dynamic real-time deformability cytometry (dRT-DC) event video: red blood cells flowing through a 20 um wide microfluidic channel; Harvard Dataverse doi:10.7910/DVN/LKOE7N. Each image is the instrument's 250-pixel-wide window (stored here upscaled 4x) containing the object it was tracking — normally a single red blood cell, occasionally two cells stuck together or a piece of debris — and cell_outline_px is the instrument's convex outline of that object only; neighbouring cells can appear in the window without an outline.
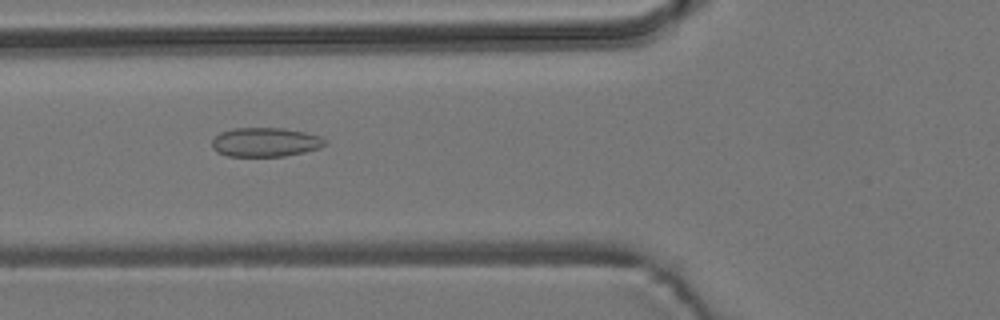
{"species": "common noctule bat (a hibernating species)", "species_latin": "Nyctalus noctula", "temperature_condition": "room temperature", "stored_images_in_passage": 4, "camera_frame_rate_fps": 3000, "um_per_image_px": 0.085, "animal": {"sex": "male", "body_mass_g": 19.2, "forearm_length_mm": 51.8}, "frame": {"image": 1, "passage_image": 2, "time_ms": 1.0, "image_size_px": [1000, 320], "cell_outline_px": [[328, 144], [320, 148], [304, 152], [284, 156], [228, 156], [216, 152], [212, 148], [212, 140], [220, 132], [232, 128], [284, 128], [304, 132], [320, 136], [328, 140]], "centroid_in_image_um": [22.57, 12.08], "position_along_channel_um": 103.2, "area_um2": 19.36}}
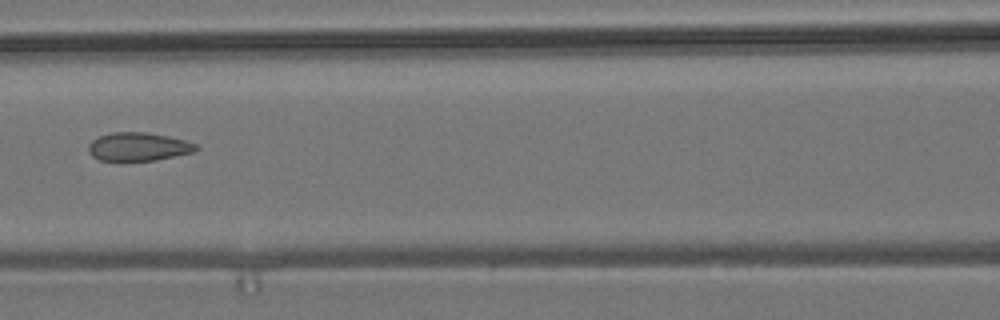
{"frame": {"image": 2, "passage_image": 3, "time_ms": 2.333, "image_size_px": [1000, 320], "cell_outline_px": [[200, 148], [192, 152], [156, 160], [100, 160], [92, 156], [88, 152], [88, 144], [92, 140], [100, 136], [112, 132], [144, 132], [168, 136], [184, 140], [196, 144]], "centroid_in_image_um": [11.74, 12.46], "position_along_channel_um": 154.9, "area_um2": 17.63}}
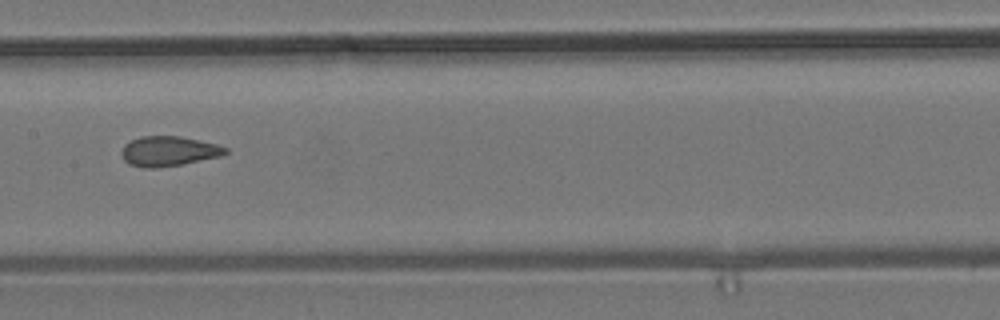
{"frame": {"image": 3, "passage_image": 4, "time_ms": 3.333, "image_size_px": [1000, 320], "cell_outline_px": [[228, 152], [220, 156], [180, 164], [156, 168], [144, 168], [128, 164], [124, 160], [120, 152], [124, 144], [140, 136], [180, 136], [216, 144], [228, 148]], "centroid_in_image_um": [14.29, 12.85], "position_along_channel_um": 193.1, "area_um2": 18.03}}